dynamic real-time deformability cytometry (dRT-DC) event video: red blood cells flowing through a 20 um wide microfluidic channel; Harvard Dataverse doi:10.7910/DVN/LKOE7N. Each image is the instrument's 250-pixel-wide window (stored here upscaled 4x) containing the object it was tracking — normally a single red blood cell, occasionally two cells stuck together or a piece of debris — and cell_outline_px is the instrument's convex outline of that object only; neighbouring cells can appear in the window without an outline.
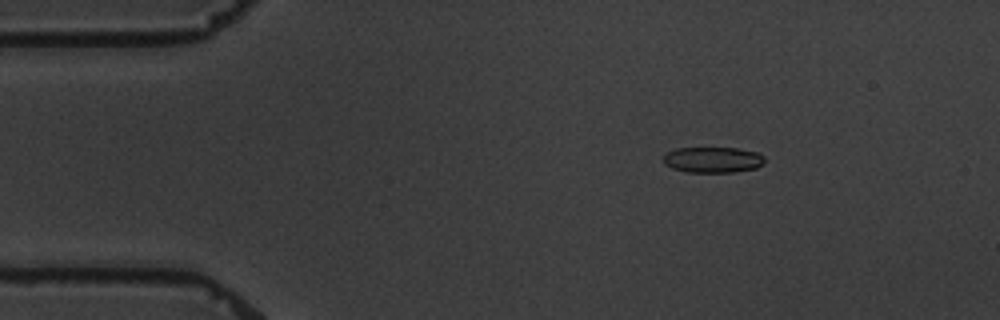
{"species": "common noctule bat (a hibernating species)", "species_latin": "Nyctalus noctula", "temperature_condition": "warm", "stored_images_in_passage": 6, "camera_frame_rate_fps": 3000, "um_per_image_px": 0.085, "animal": {"sex": "male", "body_mass_g": 19.5, "forearm_length_mm": 54.6}, "frame": {"image": 1, "passage_image": 3, "time_ms": 2.333, "image_size_px": [1000, 320], "cell_outline_px": [[764, 160], [756, 168], [732, 172], [688, 172], [672, 168], [664, 164], [664, 156], [668, 152], [676, 148], [736, 148], [756, 152], [764, 156]], "centroid_in_image_um": [60.57, 13.58], "position_along_channel_um": 24.4, "area_um2": 15.03}}
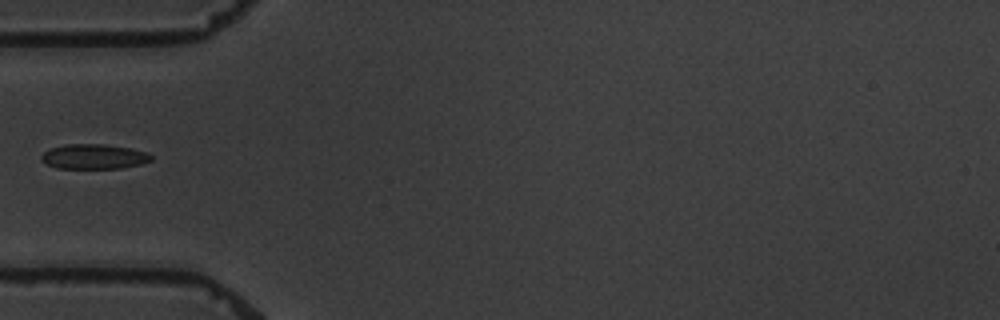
{"frame": {"image": 2, "passage_image": 6, "time_ms": 5.667, "image_size_px": [1000, 320], "cell_outline_px": [[152, 160], [140, 164], [120, 168], [56, 168], [40, 160], [40, 156], [48, 148], [64, 144], [104, 144], [128, 148], [148, 152], [152, 156]], "centroid_in_image_um": [7.94, 13.3], "position_along_channel_um": 77.1, "area_um2": 15.95}}